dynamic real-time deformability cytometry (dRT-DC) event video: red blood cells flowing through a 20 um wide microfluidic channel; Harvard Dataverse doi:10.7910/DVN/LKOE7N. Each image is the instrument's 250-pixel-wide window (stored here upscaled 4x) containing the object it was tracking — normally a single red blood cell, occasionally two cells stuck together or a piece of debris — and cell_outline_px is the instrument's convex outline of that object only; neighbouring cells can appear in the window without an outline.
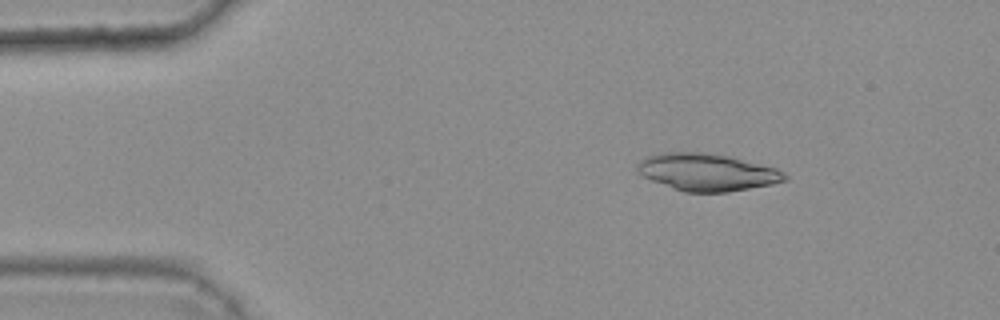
{"species": "common noctule bat (a hibernating species)", "species_latin": "Nyctalus noctula", "temperature_condition": "warm", "stored_images_in_passage": 47, "camera_frame_rate_fps": 3000, "um_per_image_px": 0.085, "animal": {"sex": "female", "body_mass_g": 25.1}, "frame": {"image": 1, "passage_image": 8, "time_ms": 2.333, "image_size_px": [1000, 320], "cell_outline_px": [[788, 180], [772, 184], [728, 192], [684, 192], [652, 180], [644, 176], [636, 168], [636, 164], [640, 160], [648, 156], [664, 152], [700, 152], [728, 156], [776, 168], [784, 172], [788, 176]], "centroid_in_image_um": [60.12, 14.64], "position_along_channel_um": 24.9, "area_um2": 31.73}}
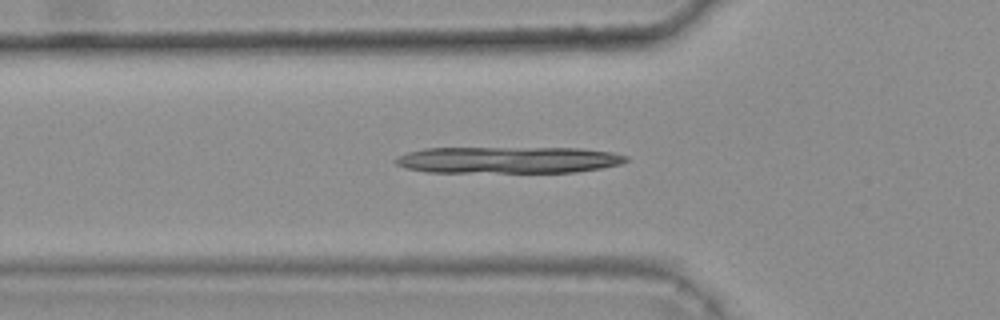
{"frame": {"image": 2, "passage_image": 18, "time_ms": 5.667, "image_size_px": [1000, 320], "cell_outline_px": [[628, 160], [620, 164], [600, 168], [576, 172], [428, 172], [408, 168], [396, 164], [392, 160], [396, 156], [408, 152], [424, 148], [580, 148], [612, 152], [628, 156]], "centroid_in_image_um": [43.18, 13.59], "position_along_channel_um": 82.6, "area_um2": 35.84}}
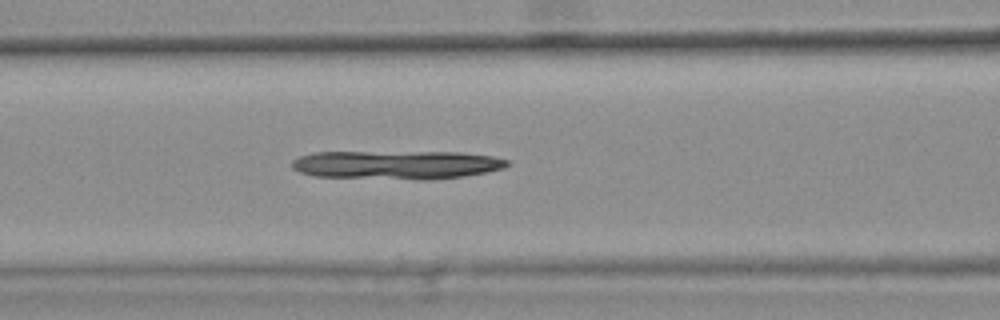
{"frame": {"image": 3, "passage_image": 22, "time_ms": 7.0, "image_size_px": [1000, 320], "cell_outline_px": [[512, 164], [504, 168], [464, 176], [424, 180], [316, 176], [300, 172], [292, 168], [292, 160], [300, 156], [316, 152], [460, 152], [492, 156], [512, 160]], "centroid_in_image_um": [33.77, 14.0], "position_along_channel_um": 132.8, "area_um2": 36.07}}